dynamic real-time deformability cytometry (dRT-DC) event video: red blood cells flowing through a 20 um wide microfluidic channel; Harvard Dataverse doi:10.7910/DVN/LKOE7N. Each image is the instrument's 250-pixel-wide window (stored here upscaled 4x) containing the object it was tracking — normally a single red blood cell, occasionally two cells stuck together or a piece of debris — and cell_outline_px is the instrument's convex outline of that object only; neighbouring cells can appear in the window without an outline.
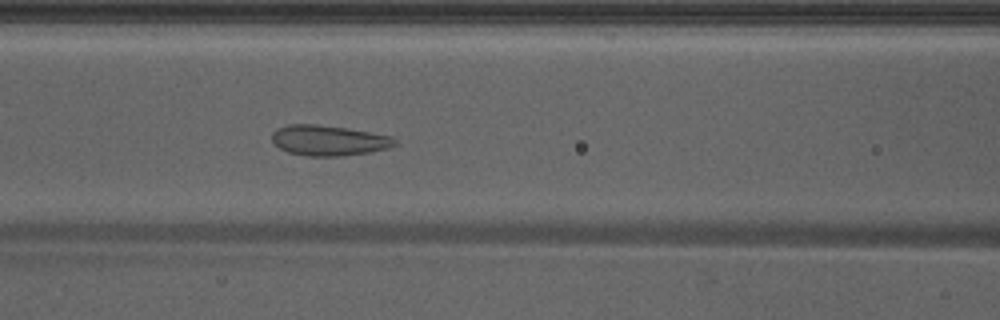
{"species": "Egyptian fruit bat (a non-hibernating species)", "species_latin": "Rousettus aegyptiacus", "temperature_condition": "warm", "stored_images_in_passage": 32, "camera_frame_rate_fps": 3000, "um_per_image_px": 0.085, "animal": {"sex": "male"}, "frame": {"image": 1, "passage_image": 14, "time_ms": 4.333, "image_size_px": [1000, 320], "cell_outline_px": [[396, 144], [388, 148], [368, 152], [340, 156], [308, 156], [288, 152], [280, 148], [272, 140], [272, 132], [276, 128], [288, 124], [316, 124], [348, 128], [392, 136], [396, 140]], "centroid_in_image_um": [27.92, 11.92], "position_along_channel_um": 138.7, "area_um2": 21.73}}
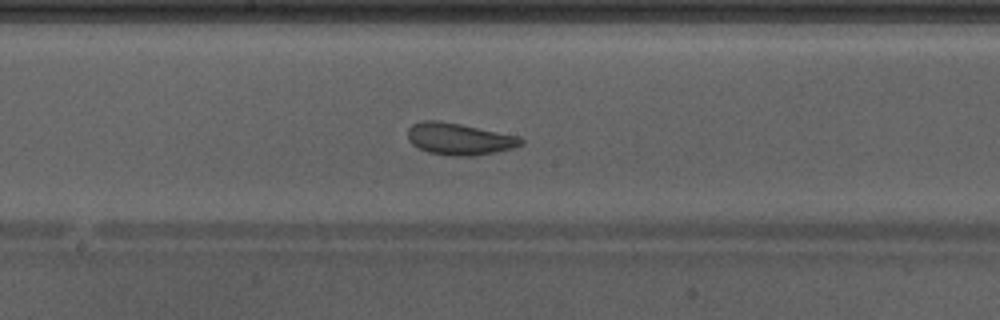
{"frame": {"image": 2, "passage_image": 19, "time_ms": 6.0, "image_size_px": [1000, 320], "cell_outline_px": [[524, 144], [512, 148], [496, 152], [472, 156], [452, 156], [428, 152], [412, 144], [408, 140], [408, 128], [412, 124], [420, 120], [440, 120], [520, 136], [524, 140]], "centroid_in_image_um": [39.04, 11.8], "position_along_channel_um": 209.2, "area_um2": 21.15}, "authors_computed_cell_mechanics": {"area_um2": 21.3571, "velocity_mm_per_s": 4.2423, "shape_relaxation_time_tau1_ms": 1.8464, "shape_relaxation_time_tau2_ms": 1.0528, "deformation_change_tau1": 0.0695, "deformation_change_tau2": 0.0859}}